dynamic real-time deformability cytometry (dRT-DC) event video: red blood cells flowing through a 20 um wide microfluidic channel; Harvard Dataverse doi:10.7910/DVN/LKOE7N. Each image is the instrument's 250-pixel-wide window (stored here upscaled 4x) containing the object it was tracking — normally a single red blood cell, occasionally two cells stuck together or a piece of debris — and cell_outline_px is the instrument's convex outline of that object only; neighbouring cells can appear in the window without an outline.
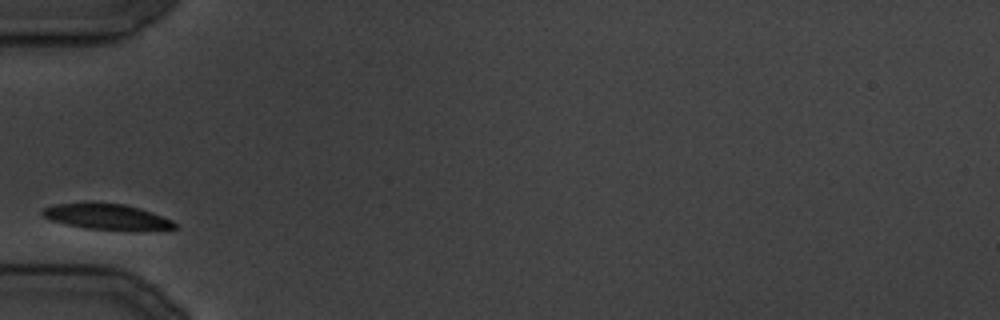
{"species": "common noctule bat (a hibernating species)", "species_latin": "Nyctalus noctula", "temperature_condition": "cold", "stored_images_in_passage": 20, "camera_frame_rate_fps": 3000, "um_per_image_px": 0.085, "animal": {"sex": "male", "body_mass_g": 19.5, "forearm_length_mm": 54.6}, "frame": {"image": 1, "passage_image": 1, "time_ms": 0.0, "image_size_px": [1000, 320], "cell_outline_px": [[176, 228], [84, 228], [52, 220], [44, 216], [40, 212], [44, 208], [56, 204], [124, 204], [140, 208], [152, 212], [172, 220], [176, 224]], "centroid_in_image_um": [9.04, 18.39], "position_along_channel_um": 76.0, "area_um2": 18.32}}
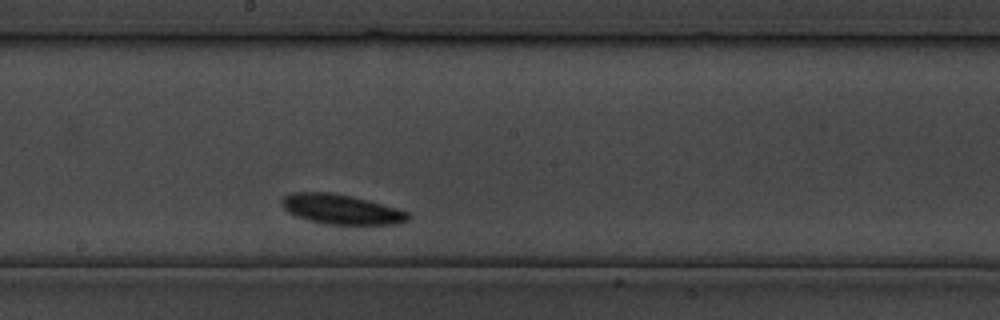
{"frame": {"image": 2, "passage_image": 9, "time_ms": 10.333, "image_size_px": [1000, 320], "cell_outline_px": [[412, 216], [408, 220], [396, 224], [324, 224], [308, 220], [296, 216], [288, 212], [280, 204], [280, 200], [284, 196], [292, 192], [328, 192], [352, 196], [384, 204], [408, 212]], "centroid_in_image_um": [28.98, 17.78], "position_along_channel_um": 219.2, "area_um2": 22.02}}
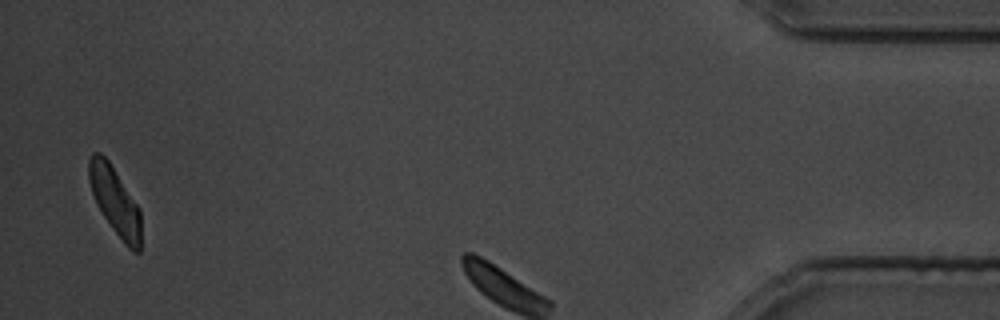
{"frame": {"image": 3, "passage_image": 20, "time_ms": 24.0, "image_size_px": [1000, 320], "cell_outline_px": [[140, 252], [136, 252], [128, 248], [124, 244], [112, 228], [104, 216], [92, 192], [88, 180], [88, 160], [92, 152], [100, 152], [108, 160], [140, 208]], "centroid_in_image_um": [9.77, 17.07], "position_along_channel_um": 425.4, "area_um2": 20.35}}